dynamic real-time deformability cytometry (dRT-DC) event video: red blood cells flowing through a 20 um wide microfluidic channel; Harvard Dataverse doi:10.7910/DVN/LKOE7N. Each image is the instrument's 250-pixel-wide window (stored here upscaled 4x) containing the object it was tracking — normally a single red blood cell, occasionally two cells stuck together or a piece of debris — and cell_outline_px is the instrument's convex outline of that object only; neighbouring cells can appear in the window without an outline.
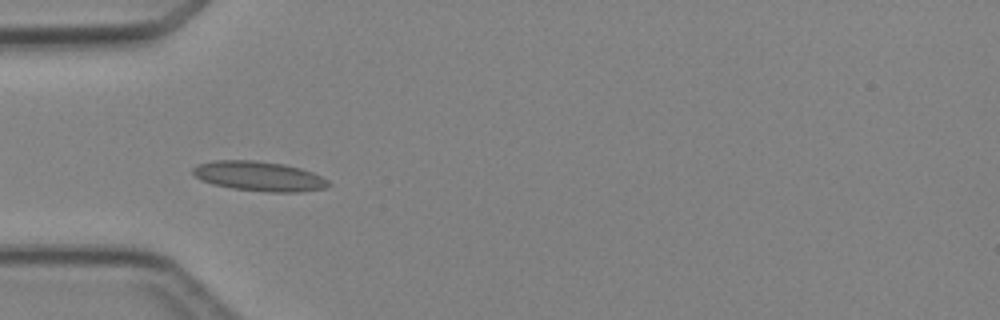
{"species": "Egyptian fruit bat (a non-hibernating species)", "species_latin": "Rousettus aegyptiacus", "temperature_condition": "cold", "stored_images_in_passage": 5, "camera_frame_rate_fps": 3000, "um_per_image_px": 0.085, "animal": {"sex": "female"}, "frame": {"image": 1, "passage_image": 4, "time_ms": 4.333, "image_size_px": [1000, 320], "cell_outline_px": [[332, 184], [324, 188], [300, 192], [268, 192], [232, 188], [212, 184], [200, 180], [192, 172], [192, 168], [196, 164], [216, 160], [256, 160], [284, 164], [300, 168], [312, 172], [328, 180]], "centroid_in_image_um": [22.0, 14.97], "position_along_channel_um": 63.0, "area_um2": 23.58}}
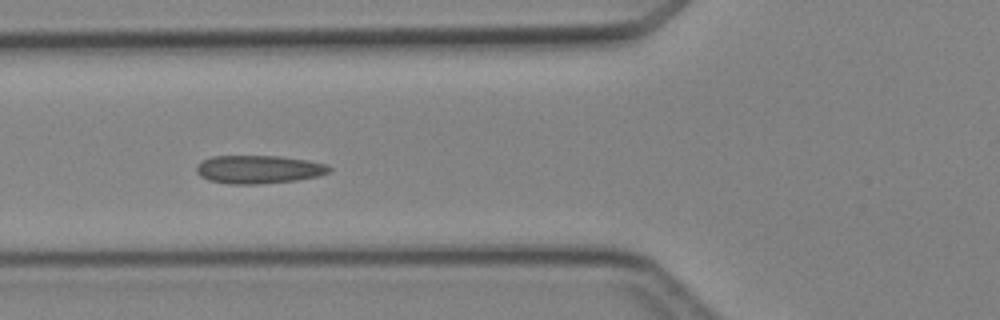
{"frame": {"image": 2, "passage_image": 5, "time_ms": 5.333, "image_size_px": [1000, 320], "cell_outline_px": [[332, 172], [320, 176], [296, 180], [256, 184], [232, 184], [208, 180], [200, 176], [196, 172], [196, 164], [212, 156], [280, 156], [308, 160], [328, 164], [332, 168]], "centroid_in_image_um": [22.03, 14.39], "position_along_channel_um": 103.8, "area_um2": 22.02}}